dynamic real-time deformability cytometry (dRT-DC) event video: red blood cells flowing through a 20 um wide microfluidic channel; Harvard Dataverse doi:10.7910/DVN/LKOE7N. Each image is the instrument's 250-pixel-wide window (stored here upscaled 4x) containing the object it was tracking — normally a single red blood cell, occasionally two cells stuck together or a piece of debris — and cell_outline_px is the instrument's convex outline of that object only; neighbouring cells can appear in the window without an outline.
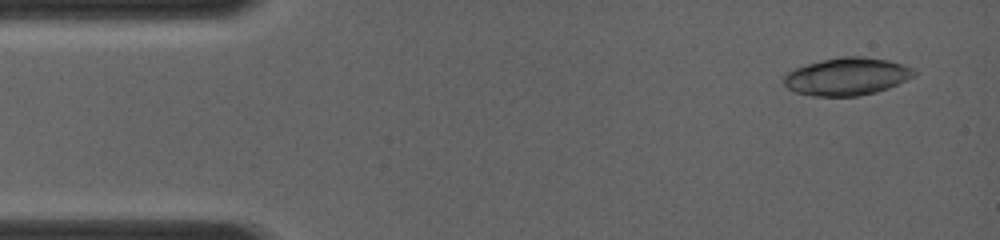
{"species": "common noctule bat (a hibernating species)", "species_latin": "Nyctalus noctula", "temperature_condition": "room temperature", "stored_images_in_passage": 9, "camera_frame_rate_fps": 4000, "um_per_image_px": 0.085, "animal": {"sex": "female", "body_mass_g": 19.0, "forearm_length_mm": 56.7}, "frame": {"image": 1, "passage_image": 2, "time_ms": 0.5, "image_size_px": [1000, 240], "cell_outline_px": [[916, 76], [888, 88], [876, 92], [856, 96], [812, 96], [792, 92], [784, 84], [784, 76], [792, 68], [804, 64], [840, 56], [864, 56], [888, 60], [912, 68], [916, 72]], "centroid_in_image_um": [71.95, 6.5], "position_along_channel_um": 13.1, "area_um2": 28.78}}